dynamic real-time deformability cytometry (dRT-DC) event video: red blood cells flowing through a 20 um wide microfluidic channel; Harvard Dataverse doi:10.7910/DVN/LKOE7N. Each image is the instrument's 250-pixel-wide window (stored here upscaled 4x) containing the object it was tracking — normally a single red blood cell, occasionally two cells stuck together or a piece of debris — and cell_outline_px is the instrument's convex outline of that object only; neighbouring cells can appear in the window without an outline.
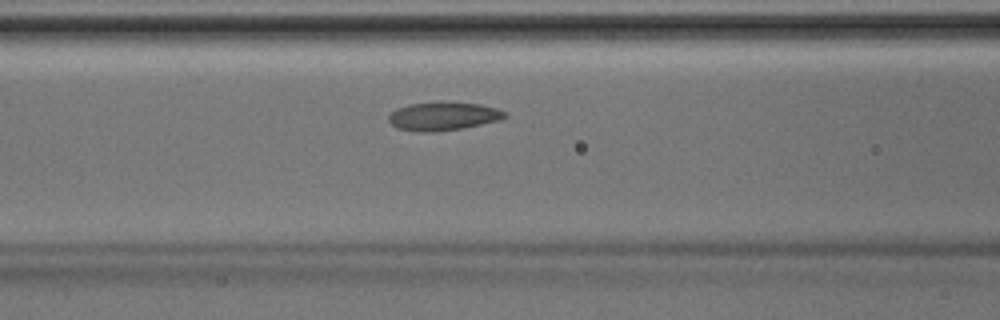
{"species": "Egyptian fruit bat (a non-hibernating species)", "species_latin": "Rousettus aegyptiacus", "temperature_condition": "room temperature", "stored_images_in_passage": 39, "camera_frame_rate_fps": 3000, "um_per_image_px": 0.085, "animal": {"sex": "male"}, "frame": {"image": 1, "passage_image": 13, "time_ms": 4.0, "image_size_px": [1000, 320], "cell_outline_px": [[508, 116], [500, 120], [460, 128], [436, 132], [424, 132], [396, 128], [388, 120], [388, 116], [396, 108], [408, 104], [440, 100], [448, 100], [480, 104], [496, 108], [504, 112]], "centroid_in_image_um": [37.65, 9.84], "position_along_channel_um": 129.0, "area_um2": 19.59}}
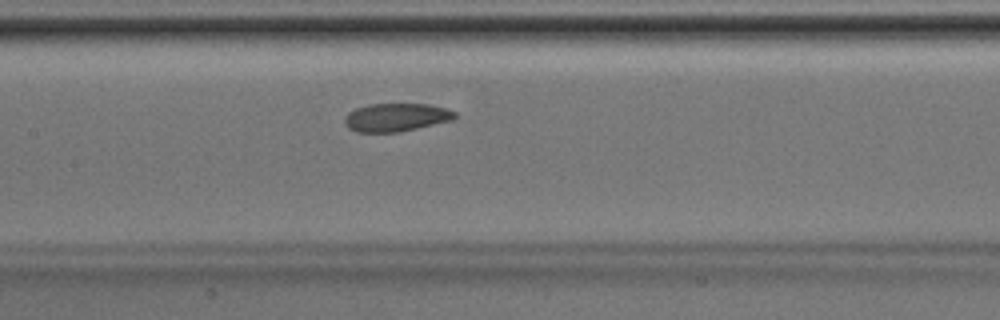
{"frame": {"image": 2, "passage_image": 16, "time_ms": 5.0, "image_size_px": [1000, 320], "cell_outline_px": [[456, 116], [452, 120], [416, 128], [396, 132], [356, 132], [348, 128], [344, 124], [344, 116], [348, 112], [356, 108], [368, 104], [428, 104], [448, 108], [456, 112]], "centroid_in_image_um": [33.64, 9.96], "position_along_channel_um": 173.8, "area_um2": 18.15}}
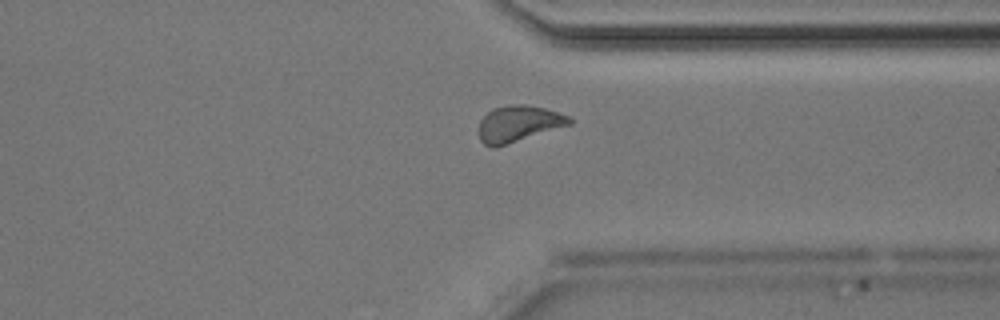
{"frame": {"image": 3, "passage_image": 29, "time_ms": 9.333, "image_size_px": [1000, 320], "cell_outline_px": [[572, 124], [496, 148], [492, 148], [484, 144], [480, 140], [480, 120], [492, 108], [508, 104], [524, 104], [544, 108], [572, 116]], "centroid_in_image_um": [44.09, 10.52], "position_along_channel_um": 367.3, "area_um2": 19.36}}